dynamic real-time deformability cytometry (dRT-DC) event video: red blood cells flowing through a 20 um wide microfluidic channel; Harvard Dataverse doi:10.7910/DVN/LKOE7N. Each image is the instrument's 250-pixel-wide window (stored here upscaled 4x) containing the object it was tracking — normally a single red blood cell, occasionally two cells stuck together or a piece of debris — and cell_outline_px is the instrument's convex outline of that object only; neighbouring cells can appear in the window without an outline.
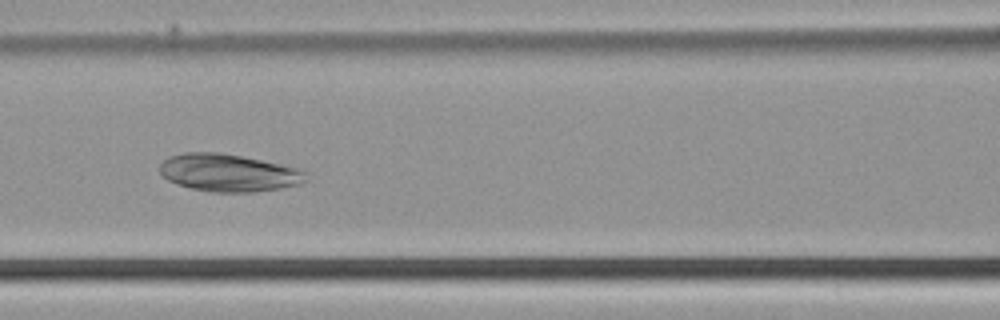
{"species": "common noctule bat (a hibernating species)", "species_latin": "Nyctalus noctula", "temperature_condition": "cold", "stored_images_in_passage": 51, "camera_frame_rate_fps": 3000, "um_per_image_px": 0.085, "animal": {"sex": "male", "body_mass_g": 21.5, "forearm_length_mm": 52.0}, "frame": {"image": 1, "passage_image": 23, "time_ms": 7.333, "image_size_px": [1000, 320], "cell_outline_px": [[308, 180], [300, 184], [280, 188], [256, 192], [212, 192], [192, 188], [168, 180], [160, 172], [160, 164], [168, 156], [184, 152], [220, 152], [280, 164], [296, 168], [304, 172]], "centroid_in_image_um": [19.41, 14.68], "position_along_channel_um": 147.2, "area_um2": 31.73}}
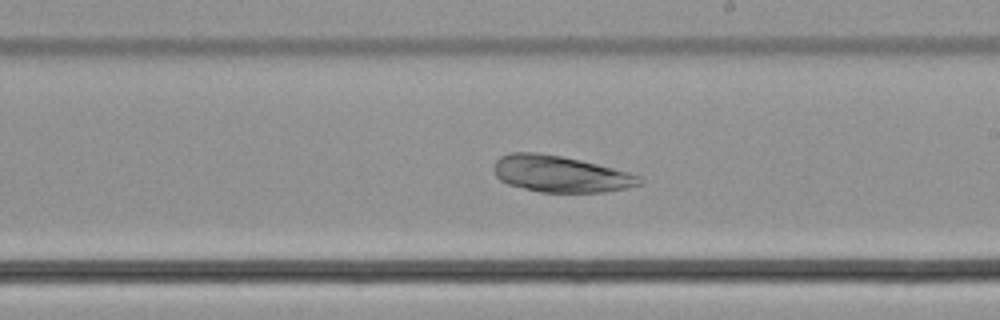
{"frame": {"image": 2, "passage_image": 30, "time_ms": 9.667, "image_size_px": [1000, 320], "cell_outline_px": [[644, 180], [640, 184], [624, 188], [604, 192], [540, 192], [508, 184], [500, 180], [496, 176], [492, 168], [492, 164], [500, 156], [512, 152], [540, 152], [580, 160], [628, 172], [640, 176]], "centroid_in_image_um": [47.58, 14.78], "position_along_channel_um": 241.4, "area_um2": 30.87}}
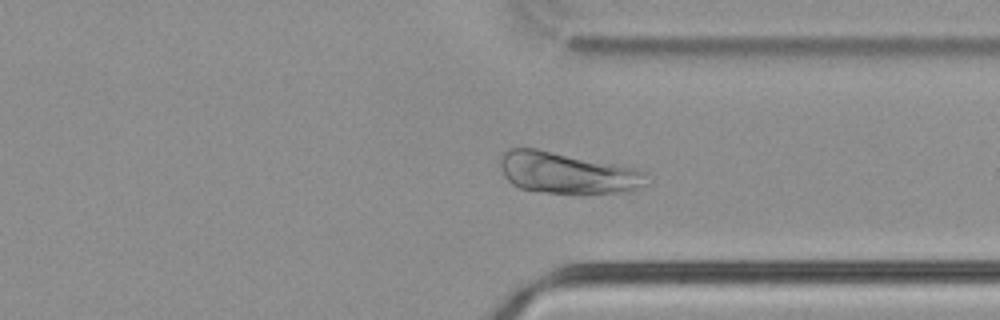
{"frame": {"image": 3, "passage_image": 39, "time_ms": 12.667, "image_size_px": [1000, 320], "cell_outline_px": [[648, 172], [640, 184], [636, 188], [624, 192], [584, 196], [576, 196], [520, 188], [512, 184], [504, 176], [500, 168], [500, 156], [508, 148], [536, 148], [636, 168]], "centroid_in_image_um": [48.17, 14.72], "position_along_channel_um": 363.2, "area_um2": 35.72}}